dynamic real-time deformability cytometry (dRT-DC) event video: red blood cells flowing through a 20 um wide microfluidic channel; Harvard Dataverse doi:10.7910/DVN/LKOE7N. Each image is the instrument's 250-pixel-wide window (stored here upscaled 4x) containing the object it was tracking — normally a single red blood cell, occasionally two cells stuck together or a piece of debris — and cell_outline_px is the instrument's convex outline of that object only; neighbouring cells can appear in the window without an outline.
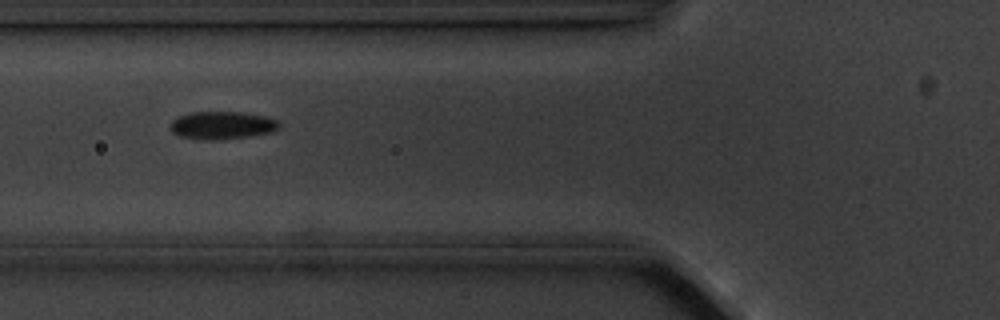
{"species": "common noctule bat (a hibernating species)", "species_latin": "Nyctalus noctula", "temperature_condition": "cold", "stored_images_in_passage": 11, "camera_frame_rate_fps": 3000, "um_per_image_px": 0.085, "animal": {"sex": "male", "body_mass_g": 20.1, "forearm_length_mm": 53.5}, "frame": {"image": 1, "passage_image": 2, "time_ms": 1.333, "image_size_px": [1000, 320], "cell_outline_px": [[280, 124], [272, 132], [248, 136], [212, 140], [204, 140], [180, 136], [172, 132], [172, 120], [188, 112], [244, 112], [264, 116], [276, 120]], "centroid_in_image_um": [18.86, 10.64], "position_along_channel_um": 106.9, "area_um2": 17.34}}
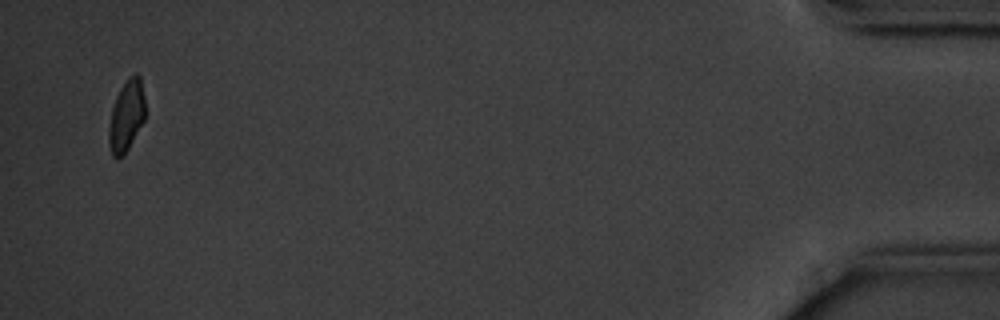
{"frame": {"image": 2, "passage_image": 11, "time_ms": 12.667, "image_size_px": [1000, 320], "cell_outline_px": [[144, 120], [128, 148], [116, 160], [112, 156], [108, 144], [108, 128], [112, 108], [116, 96], [120, 88], [128, 76], [136, 72], [140, 76], [144, 96]], "centroid_in_image_um": [10.72, 9.82], "position_along_channel_um": 424.5, "area_um2": 15.09}, "authors_computed_cell_mechanics": {"area_um2": 17.2822, "velocity_mm_per_s": 3.5524, "shape_relaxation_time_tau1_ms": 2.2241, "shape_relaxation_time_tau2_ms": null, "deformation_change_tau1": 0.0612, "deformation_change_tau2": null}}